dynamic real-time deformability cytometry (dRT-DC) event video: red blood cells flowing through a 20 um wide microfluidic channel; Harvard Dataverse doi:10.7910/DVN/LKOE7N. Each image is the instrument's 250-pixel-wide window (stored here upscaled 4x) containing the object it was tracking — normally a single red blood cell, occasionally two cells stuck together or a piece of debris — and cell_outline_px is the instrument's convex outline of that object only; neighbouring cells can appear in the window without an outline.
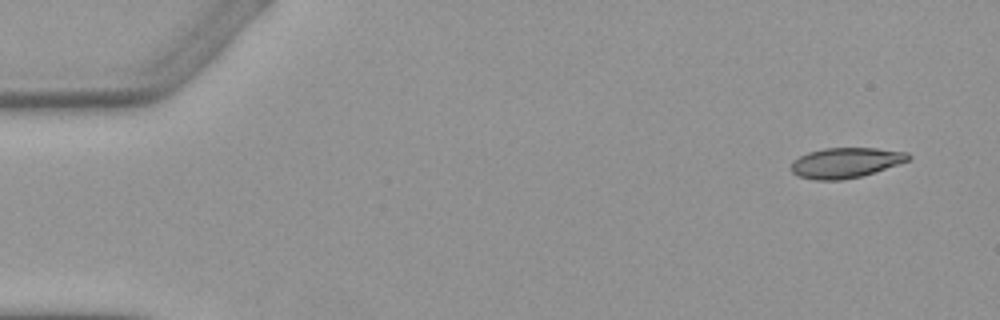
{"species": "Egyptian fruit bat (a non-hibernating species)", "species_latin": "Rousettus aegyptiacus", "temperature_condition": "warm", "stored_images_in_passage": 5, "camera_frame_rate_fps": 3000, "um_per_image_px": 0.085, "animal": {"sex": "female"}, "frame": {"image": 1, "passage_image": 1, "time_ms": 0.0, "image_size_px": [1000, 320], "cell_outline_px": [[912, 156], [908, 160], [860, 176], [840, 180], [816, 180], [800, 176], [792, 172], [792, 160], [808, 152], [824, 148], [876, 148], [908, 152]], "centroid_in_image_um": [71.85, 13.81], "position_along_channel_um": 13.1, "area_um2": 20.29}}
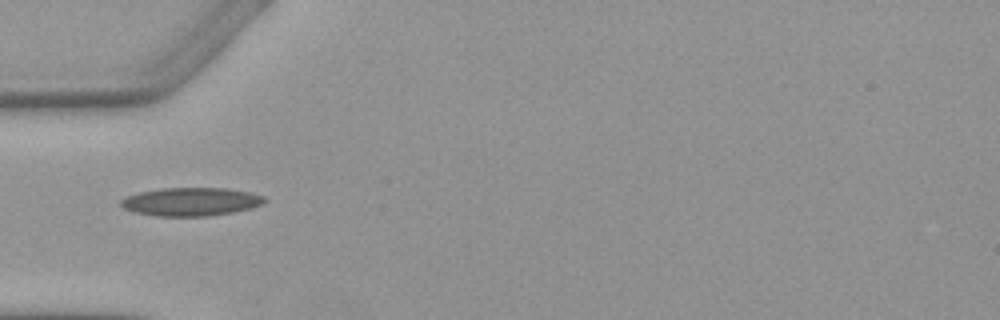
{"frame": {"image": 2, "passage_image": 5, "time_ms": 4.667, "image_size_px": [1000, 320], "cell_outline_px": [[264, 200], [260, 204], [248, 208], [232, 212], [208, 216], [156, 216], [132, 212], [124, 208], [120, 204], [120, 200], [128, 196], [140, 192], [160, 188], [228, 188], [248, 192], [264, 196]], "centroid_in_image_um": [16.16, 17.14], "position_along_channel_um": 68.8, "area_um2": 23.47}}